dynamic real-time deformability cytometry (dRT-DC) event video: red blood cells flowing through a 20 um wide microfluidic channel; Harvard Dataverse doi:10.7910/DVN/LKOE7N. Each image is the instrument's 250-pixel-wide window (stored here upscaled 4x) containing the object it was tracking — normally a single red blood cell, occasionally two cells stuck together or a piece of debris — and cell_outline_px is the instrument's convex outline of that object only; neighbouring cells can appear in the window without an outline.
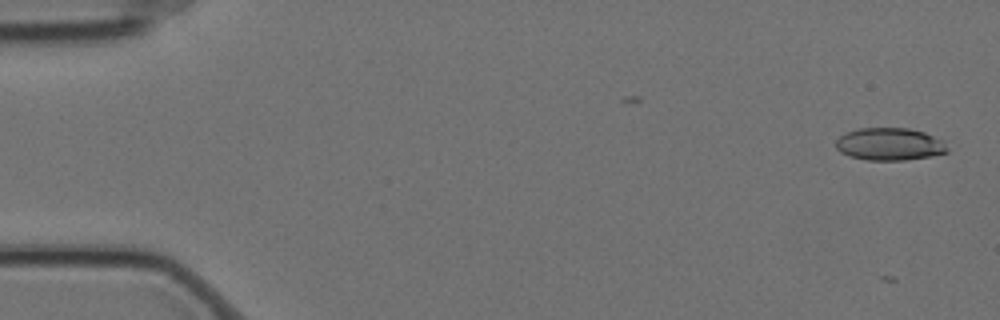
{"species": "Egyptian fruit bat (a non-hibernating species)", "species_latin": "Rousettus aegyptiacus", "temperature_condition": "cold", "stored_images_in_passage": 4, "camera_frame_rate_fps": 3000, "um_per_image_px": 0.085, "animal": {"sex": "female"}, "frame": {"image": 1, "passage_image": 1, "time_ms": 0.0, "image_size_px": [1000, 320], "cell_outline_px": [[948, 152], [928, 156], [904, 160], [868, 160], [848, 156], [840, 152], [836, 148], [836, 140], [840, 136], [856, 128], [908, 128], [924, 132], [944, 140], [948, 148]], "centroid_in_image_um": [75.61, 12.25], "position_along_channel_um": 9.4, "area_um2": 21.15}}